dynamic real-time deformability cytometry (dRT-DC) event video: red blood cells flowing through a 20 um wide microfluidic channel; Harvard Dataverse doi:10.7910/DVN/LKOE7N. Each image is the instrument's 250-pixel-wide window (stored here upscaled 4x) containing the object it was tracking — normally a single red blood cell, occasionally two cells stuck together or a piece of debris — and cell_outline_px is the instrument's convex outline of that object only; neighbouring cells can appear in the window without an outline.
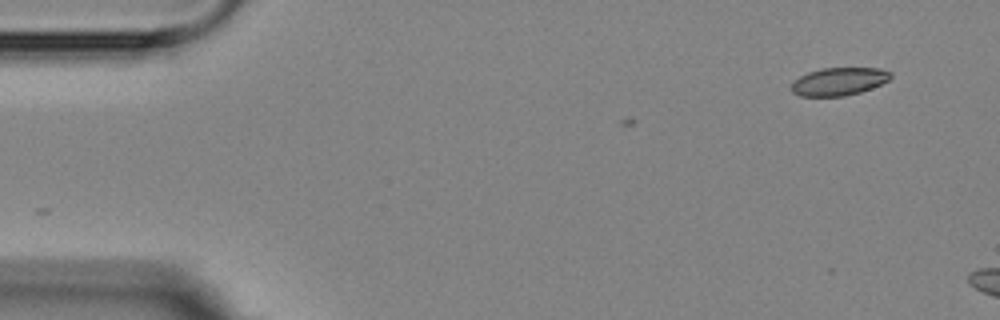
{"species": "Egyptian fruit bat (a non-hibernating species)", "species_latin": "Rousettus aegyptiacus", "temperature_condition": "room temperature", "stored_images_in_passage": 2, "camera_frame_rate_fps": 3000, "um_per_image_px": 0.085, "animal": {"sex": "female"}, "frame": {"image": 1, "passage_image": 2, "time_ms": 1.333, "image_size_px": [1000, 320], "cell_outline_px": [[892, 76], [888, 80], [872, 88], [860, 92], [844, 96], [800, 96], [792, 92], [788, 88], [792, 80], [808, 72], [820, 68], [880, 68], [892, 72]], "centroid_in_image_um": [71.25, 6.92], "position_along_channel_um": 13.7, "area_um2": 16.36}}